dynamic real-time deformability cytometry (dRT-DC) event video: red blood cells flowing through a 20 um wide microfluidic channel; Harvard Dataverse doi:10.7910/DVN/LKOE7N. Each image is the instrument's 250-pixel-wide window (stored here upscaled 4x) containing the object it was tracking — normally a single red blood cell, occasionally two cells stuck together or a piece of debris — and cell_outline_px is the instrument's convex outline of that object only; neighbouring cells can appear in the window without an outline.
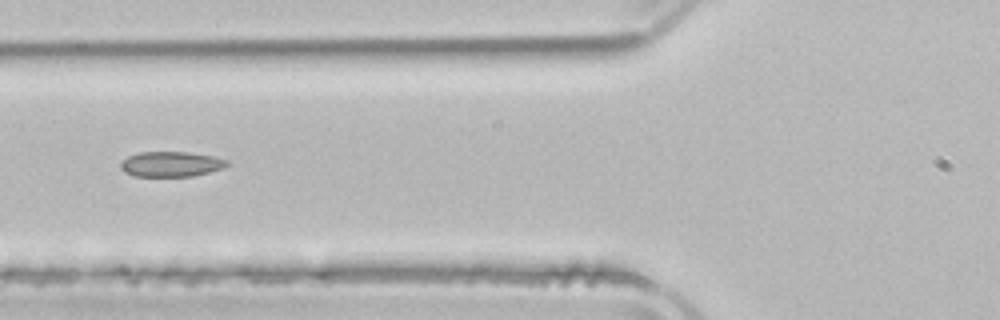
{"species": "common noctule bat (a hibernating species)", "species_latin": "Nyctalus noctula", "temperature_condition": "room temperature", "stored_images_in_passage": 4, "camera_frame_rate_fps": 3000, "um_per_image_px": 0.085, "animal": {"sex": "male", "body_mass_g": 21.5, "forearm_length_mm": 52.0}, "frame": {"image": 1, "passage_image": 4, "time_ms": 4.0, "image_size_px": [1000, 320], "cell_outline_px": [[228, 164], [220, 168], [208, 172], [192, 176], [132, 176], [124, 172], [120, 168], [120, 160], [128, 156], [140, 152], [188, 152], [212, 156], [228, 160]], "centroid_in_image_um": [14.46, 13.95], "position_along_channel_um": 111.3, "area_um2": 15.55}}